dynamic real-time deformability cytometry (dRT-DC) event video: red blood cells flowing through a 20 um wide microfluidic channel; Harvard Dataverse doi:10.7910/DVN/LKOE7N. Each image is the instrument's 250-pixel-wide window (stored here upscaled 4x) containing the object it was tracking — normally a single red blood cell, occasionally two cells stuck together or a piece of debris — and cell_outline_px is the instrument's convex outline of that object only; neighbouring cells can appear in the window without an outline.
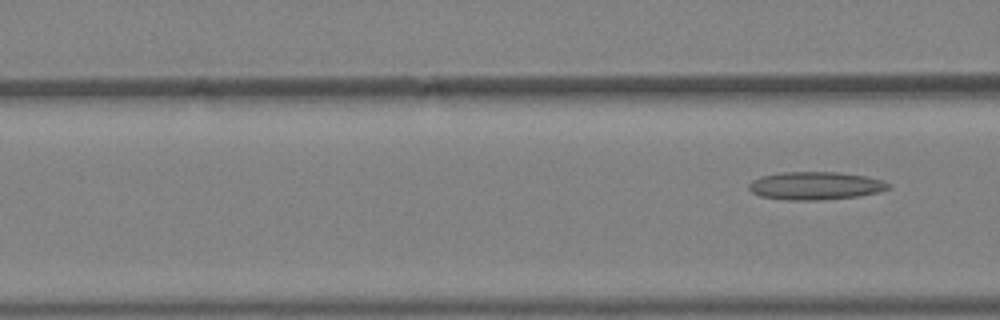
{"species": "Egyptian fruit bat (a non-hibernating species)", "species_latin": "Rousettus aegyptiacus", "temperature_condition": "warm", "stored_images_in_passage": 6, "camera_frame_rate_fps": 3000, "um_per_image_px": 0.085, "animal": {"sex": "female"}, "frame": {"image": 1, "passage_image": 6, "time_ms": 1.667, "image_size_px": [1000, 320], "cell_outline_px": [[892, 184], [888, 188], [880, 192], [856, 196], [820, 200], [784, 200], [760, 196], [752, 192], [748, 188], [748, 184], [752, 180], [760, 176], [780, 172], [840, 172], [864, 176], [884, 180]], "centroid_in_image_um": [69.29, 15.78], "position_along_channel_um": 97.3, "area_um2": 22.89}}